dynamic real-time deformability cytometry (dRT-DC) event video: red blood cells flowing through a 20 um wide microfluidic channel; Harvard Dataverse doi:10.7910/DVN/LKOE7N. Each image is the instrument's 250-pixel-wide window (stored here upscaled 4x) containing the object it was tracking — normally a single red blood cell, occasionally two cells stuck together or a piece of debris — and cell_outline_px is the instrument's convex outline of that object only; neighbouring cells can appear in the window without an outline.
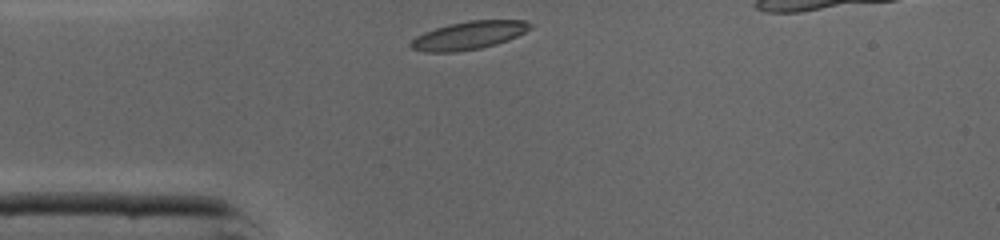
{"species": "common noctule bat (a hibernating species)", "species_latin": "Nyctalus noctula", "temperature_condition": "cold", "stored_images_in_passage": 26, "camera_frame_rate_fps": 3000, "um_per_image_px": 0.085, "animal": {"sex": "male", "body_mass_g": 19.0, "forearm_length_mm": 50.8}, "frame": {"image": 1, "passage_image": 1, "time_ms": 0.0, "image_size_px": [1000, 240], "cell_outline_px": [[532, 28], [508, 40], [496, 44], [480, 48], [456, 52], [424, 52], [412, 48], [408, 44], [416, 36], [424, 32], [448, 24], [468, 20], [528, 20], [532, 24]], "centroid_in_image_um": [39.85, 3.0], "position_along_channel_um": 45.2, "area_um2": 19.59}}
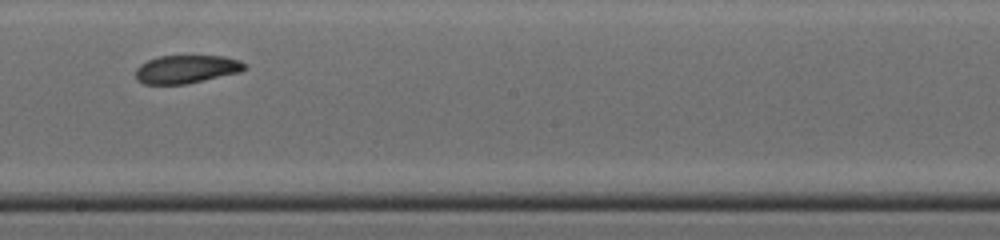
{"frame": {"image": 2, "passage_image": 15, "time_ms": 4.667, "image_size_px": [1000, 240], "cell_outline_px": [[248, 68], [240, 72], [184, 84], [144, 84], [136, 80], [136, 68], [140, 64], [148, 60], [160, 56], [224, 56], [240, 60], [248, 64]], "centroid_in_image_um": [15.86, 5.87], "position_along_channel_um": 232.3, "area_um2": 17.92}}
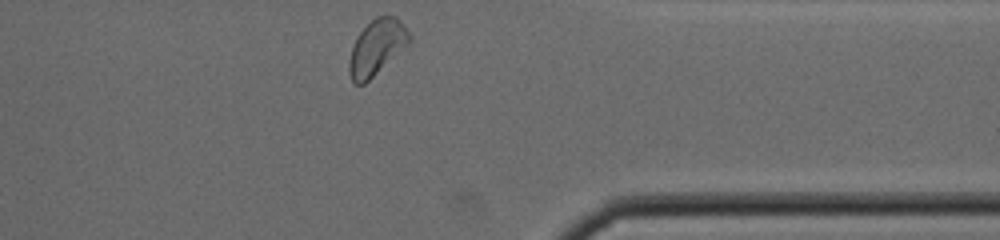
{"frame": {"image": 3, "passage_image": 26, "time_ms": 8.333, "image_size_px": [1000, 240], "cell_outline_px": [[412, 36], [408, 44], [364, 84], [356, 84], [352, 80], [348, 72], [348, 60], [356, 36], [376, 16], [384, 12], [396, 16], [404, 24]], "centroid_in_image_um": [32.02, 3.96], "position_along_channel_um": 379.4, "area_um2": 19.48}, "authors_computed_cell_mechanics": {"area_um2": 18.5538, "velocity_mm_per_s": 4.304, "shape_relaxation_time_tau1_ms": 3.5918, "shape_relaxation_time_tau2_ms": 1.2497, "deformation_change_tau1": 0.1261, "deformation_change_tau2": 0.0554}}